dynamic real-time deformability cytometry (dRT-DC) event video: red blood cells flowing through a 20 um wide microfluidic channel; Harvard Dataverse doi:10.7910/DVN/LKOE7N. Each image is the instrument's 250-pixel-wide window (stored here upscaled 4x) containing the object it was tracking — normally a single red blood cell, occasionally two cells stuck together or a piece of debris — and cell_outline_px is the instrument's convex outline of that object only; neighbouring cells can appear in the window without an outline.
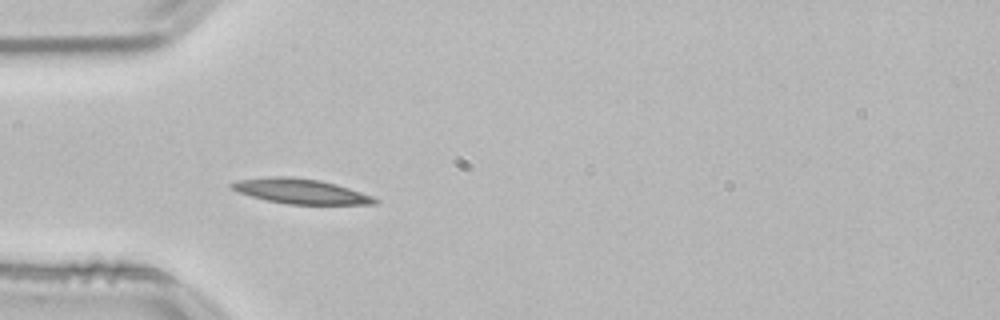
{"species": "common noctule bat (a hibernating species)", "species_latin": "Nyctalus noctula", "temperature_condition": "room temperature", "stored_images_in_passage": 15, "camera_frame_rate_fps": 3000, "um_per_image_px": 0.085, "animal": {"sex": "male", "body_mass_g": 21.5, "forearm_length_mm": 52.0}, "frame": {"image": 1, "passage_image": 5, "time_ms": 1.333, "image_size_px": [1000, 320], "cell_outline_px": [[380, 200], [376, 204], [288, 204], [268, 200], [252, 196], [240, 192], [232, 188], [228, 184], [236, 180], [268, 176], [288, 176], [320, 180], [336, 184], [372, 196]], "centroid_in_image_um": [25.55, 16.24], "position_along_channel_um": 59.5, "area_um2": 20.63}}